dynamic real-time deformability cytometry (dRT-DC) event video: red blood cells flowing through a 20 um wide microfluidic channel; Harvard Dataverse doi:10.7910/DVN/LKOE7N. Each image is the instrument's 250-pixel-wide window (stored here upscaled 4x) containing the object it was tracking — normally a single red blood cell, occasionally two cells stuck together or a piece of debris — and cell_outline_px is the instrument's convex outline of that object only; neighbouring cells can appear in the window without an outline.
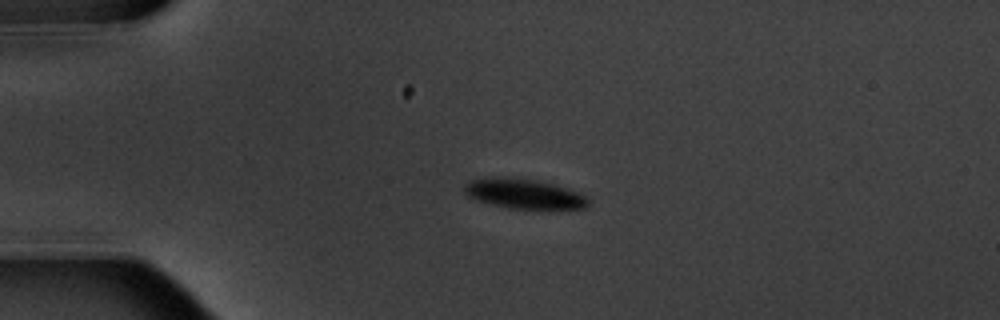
{"species": "common noctule bat (a hibernating species)", "species_latin": "Nyctalus noctula", "temperature_condition": "warm", "stored_images_in_passage": 6, "camera_frame_rate_fps": 3000, "um_per_image_px": 0.085, "animal": {"sex": "male", "body_mass_g": 20.1, "forearm_length_mm": 53.5}, "frame": {"image": 1, "passage_image": 5, "time_ms": 4.667, "image_size_px": [1000, 320], "cell_outline_px": [[592, 200], [588, 208], [540, 212], [508, 208], [472, 200], [464, 192], [464, 184], [468, 180], [500, 176], [532, 180], [568, 188], [588, 196]], "centroid_in_image_um": [44.61, 16.54], "position_along_channel_um": 40.4, "area_um2": 22.77}}